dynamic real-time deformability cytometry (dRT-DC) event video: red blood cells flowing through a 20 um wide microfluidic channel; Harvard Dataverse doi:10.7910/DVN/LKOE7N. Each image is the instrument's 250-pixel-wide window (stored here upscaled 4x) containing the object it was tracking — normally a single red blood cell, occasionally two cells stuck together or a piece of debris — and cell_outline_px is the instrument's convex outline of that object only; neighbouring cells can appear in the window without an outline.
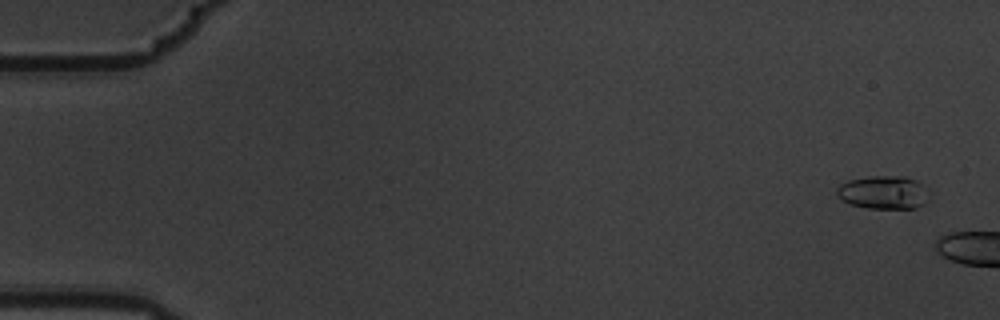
{"species": "common noctule bat (a hibernating species)", "species_latin": "Nyctalus noctula", "temperature_condition": "warm", "stored_images_in_passage": 12, "camera_frame_rate_fps": 3000, "um_per_image_px": 0.085, "animal": {"sex": "male", "body_mass_g": 19.5, "forearm_length_mm": 54.6}, "frame": {"image": 1, "passage_image": 1, "time_ms": 0.0, "image_size_px": [1000, 320], "cell_outline_px": [[928, 200], [924, 204], [916, 208], [868, 208], [848, 204], [836, 192], [836, 188], [840, 184], [848, 180], [872, 176], [904, 176], [916, 180], [920, 184]], "centroid_in_image_um": [75.05, 16.35], "position_along_channel_um": 10.0, "area_um2": 17.57}}
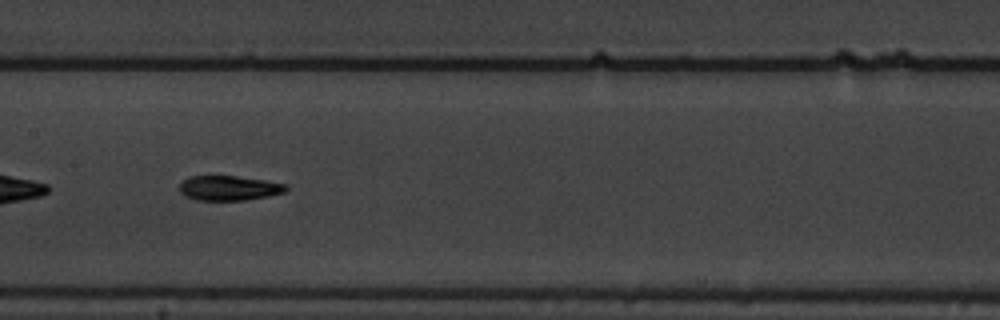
{"frame": {"image": 2, "passage_image": 10, "time_ms": 3.0, "image_size_px": [1000, 320], "cell_outline_px": [[288, 188], [284, 192], [268, 196], [244, 200], [196, 200], [184, 196], [180, 192], [180, 184], [188, 176], [236, 176], [264, 180], [288, 184]], "centroid_in_image_um": [19.46, 15.98], "position_along_channel_um": 187.9, "area_um2": 15.37}}
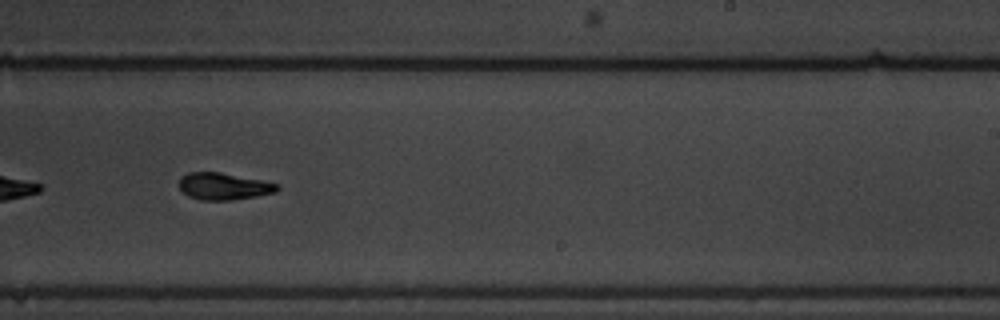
{"frame": {"image": 3, "passage_image": 12, "time_ms": 3.667, "image_size_px": [1000, 320], "cell_outline_px": [[280, 188], [276, 192], [256, 196], [232, 200], [200, 200], [188, 196], [180, 188], [180, 176], [188, 172], [220, 172], [264, 180], [280, 184]], "centroid_in_image_um": [19.04, 15.83], "position_along_channel_um": 270.0, "area_um2": 15.55}}